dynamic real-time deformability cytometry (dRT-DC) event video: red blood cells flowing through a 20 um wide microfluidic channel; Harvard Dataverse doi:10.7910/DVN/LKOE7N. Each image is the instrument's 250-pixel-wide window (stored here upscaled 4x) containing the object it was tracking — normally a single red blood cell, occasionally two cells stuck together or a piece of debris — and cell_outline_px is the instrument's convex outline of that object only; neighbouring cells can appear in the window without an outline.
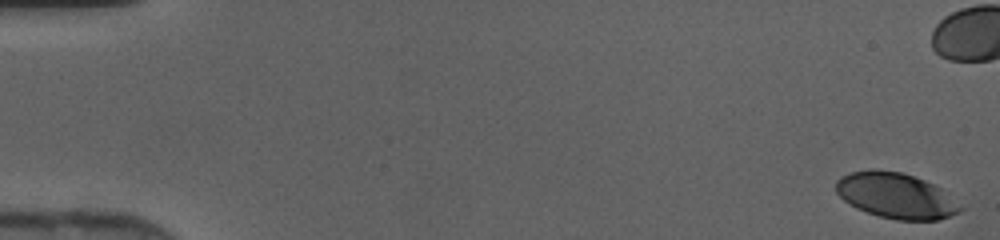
{"species": "human", "species_latin": "Homo sapiens", "temperature_condition": "cold", "stored_images_in_passage": 38, "camera_frame_rate_fps": 3000, "um_per_image_px": 0.085, "donor": {"sex": "female"}, "frame": {"image": 1, "passage_image": 1, "time_ms": 0.0, "image_size_px": [1000, 240], "cell_outline_px": [[964, 208], [960, 212], [936, 220], [896, 220], [880, 216], [856, 208], [844, 200], [836, 192], [836, 180], [840, 176], [852, 172], [872, 168], [876, 168], [900, 172], [924, 180], [940, 188]], "centroid_in_image_um": [76.12, 16.62], "position_along_channel_um": 8.9, "area_um2": 32.83}}
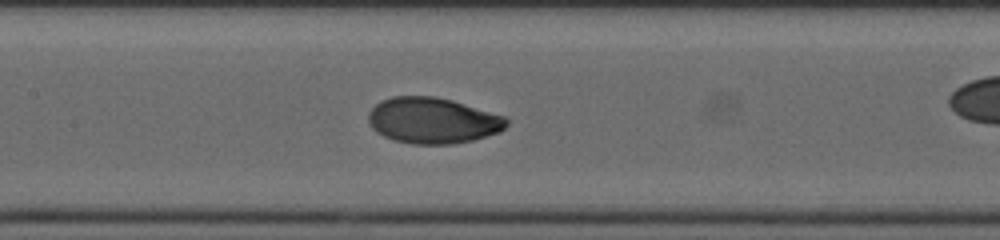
{"frame": {"image": 2, "passage_image": 23, "time_ms": 7.333, "image_size_px": [1000, 240], "cell_outline_px": [[508, 124], [500, 132], [472, 140], [452, 144], [412, 144], [396, 140], [384, 136], [376, 132], [372, 128], [368, 120], [368, 112], [380, 100], [392, 96], [436, 96], [452, 100], [504, 116], [508, 120]], "centroid_in_image_um": [36.76, 10.24], "position_along_channel_um": 170.6, "area_um2": 36.99}}
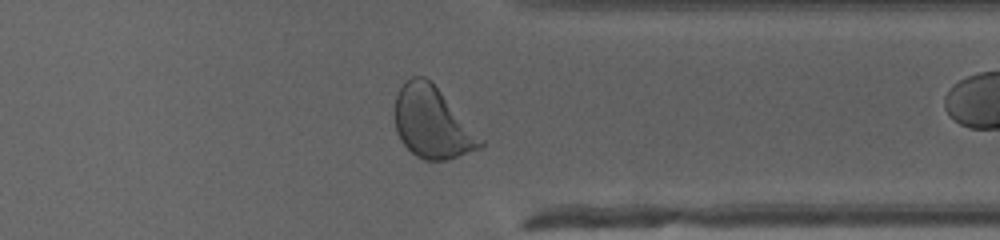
{"frame": {"image": 3, "passage_image": 37, "time_ms": 12.0, "image_size_px": [1000, 240], "cell_outline_px": [[484, 148], [448, 160], [424, 160], [416, 156], [400, 140], [396, 132], [396, 96], [400, 88], [412, 76], [424, 76], [440, 92], [484, 140]], "centroid_in_image_um": [36.76, 10.48], "position_along_channel_um": 374.6, "area_um2": 35.03}}